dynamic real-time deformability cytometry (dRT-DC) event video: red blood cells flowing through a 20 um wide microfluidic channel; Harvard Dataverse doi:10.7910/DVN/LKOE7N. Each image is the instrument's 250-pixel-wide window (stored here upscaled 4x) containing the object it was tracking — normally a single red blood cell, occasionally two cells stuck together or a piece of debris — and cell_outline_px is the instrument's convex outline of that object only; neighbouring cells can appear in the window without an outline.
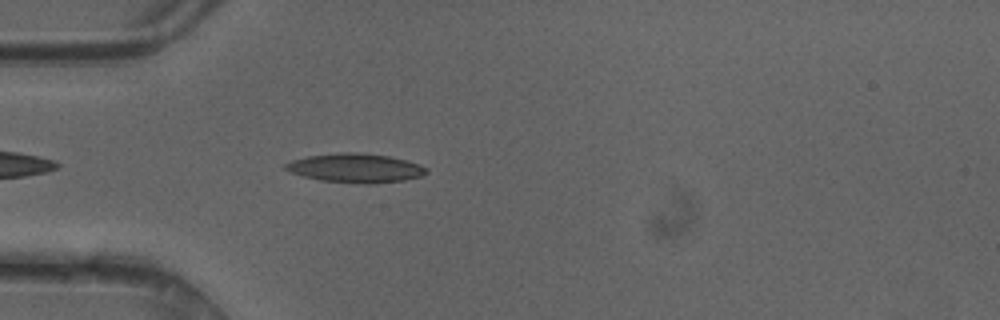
{"species": "common noctule bat (a hibernating species)", "species_latin": "Nyctalus noctula", "temperature_condition": "cold", "stored_images_in_passage": 35, "camera_frame_rate_fps": 3000, "um_per_image_px": 0.085, "animal": {"sex": "female"}, "frame": {"image": 1, "passage_image": 4, "time_ms": 1.0, "image_size_px": [1000, 320], "cell_outline_px": [[428, 172], [420, 176], [404, 180], [376, 184], [364, 184], [320, 180], [288, 172], [284, 168], [284, 164], [292, 160], [308, 156], [340, 152], [356, 152], [388, 156], [408, 160], [420, 164], [428, 168]], "centroid_in_image_um": [30.23, 14.28], "position_along_channel_um": 54.8, "area_um2": 23.99}}
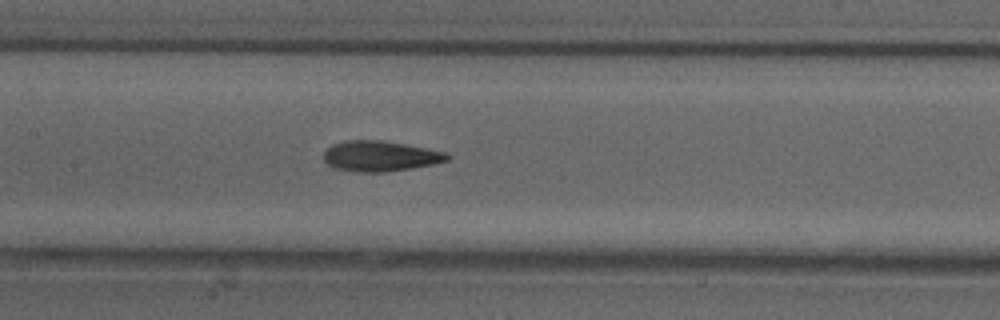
{"frame": {"image": 2, "passage_image": 13, "time_ms": 4.0, "image_size_px": [1000, 320], "cell_outline_px": [[452, 156], [448, 160], [432, 164], [412, 168], [384, 172], [356, 172], [336, 168], [328, 164], [324, 160], [324, 152], [332, 144], [344, 140], [384, 140], [448, 152]], "centroid_in_image_um": [32.34, 13.26], "position_along_channel_um": 175.1, "area_um2": 22.02}}
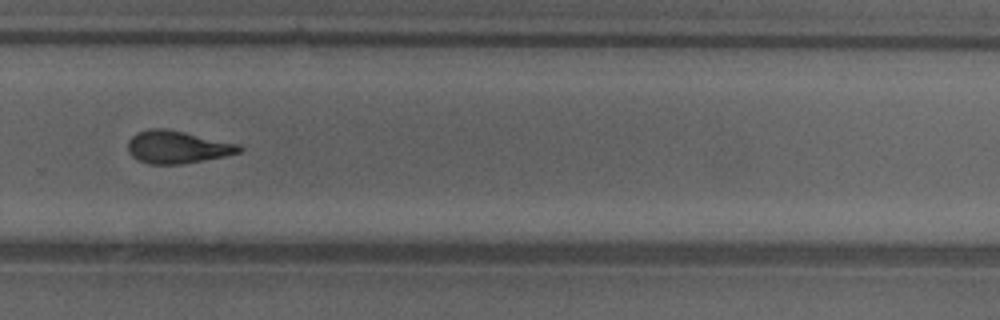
{"frame": {"image": 3, "passage_image": 23, "time_ms": 7.333, "image_size_px": [1000, 320], "cell_outline_px": [[244, 148], [240, 152], [224, 156], [184, 164], [148, 164], [136, 160], [128, 152], [128, 140], [136, 132], [148, 128], [164, 128], [184, 132], [240, 144]], "centroid_in_image_um": [15.04, 12.5], "position_along_channel_um": 314.8, "area_um2": 21.33}, "authors_computed_cell_mechanics": {"area_um2": 21.5594, "velocity_mm_per_s": 4.2154, "shape_relaxation_time_tau1_ms": 5.7008, "shape_relaxation_time_tau2_ms": 3.1739, "deformation_change_tau1": 0.2126, "deformation_change_tau2": 0.13}}